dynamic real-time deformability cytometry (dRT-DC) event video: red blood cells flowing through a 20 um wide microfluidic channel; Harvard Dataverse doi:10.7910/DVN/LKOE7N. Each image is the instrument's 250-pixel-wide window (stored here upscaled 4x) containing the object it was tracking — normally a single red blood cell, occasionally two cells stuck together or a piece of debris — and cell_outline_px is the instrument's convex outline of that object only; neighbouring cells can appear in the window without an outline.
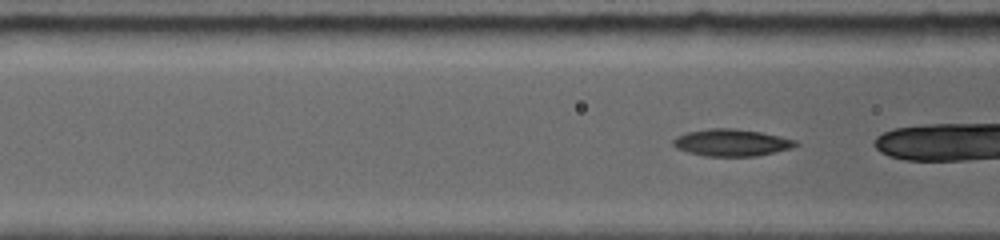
{"species": "common noctule bat (a hibernating species)", "species_latin": "Nyctalus noctula", "temperature_condition": "room temperature", "stored_images_in_passage": 8, "camera_frame_rate_fps": 5000, "um_per_image_px": 0.085, "animal": {"sex": "female", "body_mass_g": 19.0, "forearm_length_mm": 56.7}, "frame": {"image": 1, "passage_image": 4, "time_ms": 0.8, "image_size_px": [1000, 240], "cell_outline_px": [[800, 144], [792, 148], [756, 156], [704, 156], [688, 152], [676, 148], [672, 144], [672, 140], [676, 136], [688, 132], [712, 128], [736, 128], [760, 132], [780, 136], [796, 140]], "centroid_in_image_um": [62.18, 12.12], "position_along_channel_um": 104.4, "area_um2": 19.31}}